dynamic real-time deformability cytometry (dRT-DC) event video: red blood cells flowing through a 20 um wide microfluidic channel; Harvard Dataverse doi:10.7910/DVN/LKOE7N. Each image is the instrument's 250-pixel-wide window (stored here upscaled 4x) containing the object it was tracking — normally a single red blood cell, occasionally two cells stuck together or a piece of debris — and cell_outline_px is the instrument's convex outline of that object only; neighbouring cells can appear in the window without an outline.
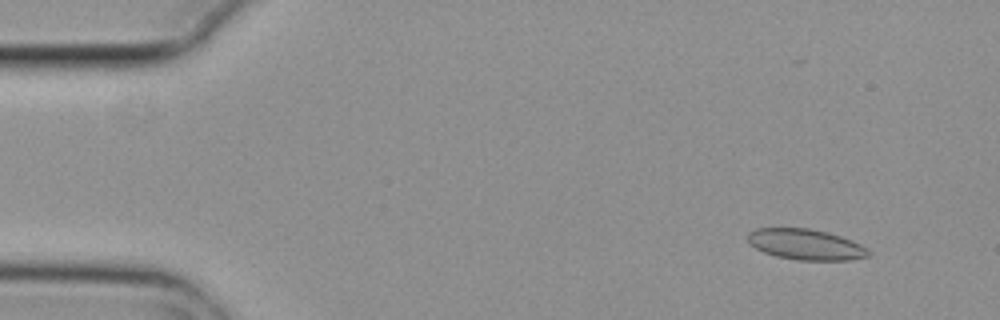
{"species": "common noctule bat (a hibernating species)", "species_latin": "Nyctalus noctula", "temperature_condition": "cold", "stored_images_in_passage": 6, "segment_of_instrument_passage": [2, 2], "camera_frame_rate_fps": 3000, "um_per_image_px": 0.085, "animal": {"sex": "female", "body_mass_g": 29.2, "forearm_length_mm": 56.3}, "frame": {"image": 1, "passage_image": 6, "time_ms": 1.667, "image_size_px": [1000, 320], "cell_outline_px": [[872, 252], [868, 256], [848, 260], [796, 260], [776, 256], [764, 252], [756, 248], [748, 240], [748, 232], [756, 228], [808, 228], [840, 236], [852, 240], [868, 248]], "centroid_in_image_um": [68.5, 20.78], "position_along_channel_um": 16.5, "area_um2": 21.5}}